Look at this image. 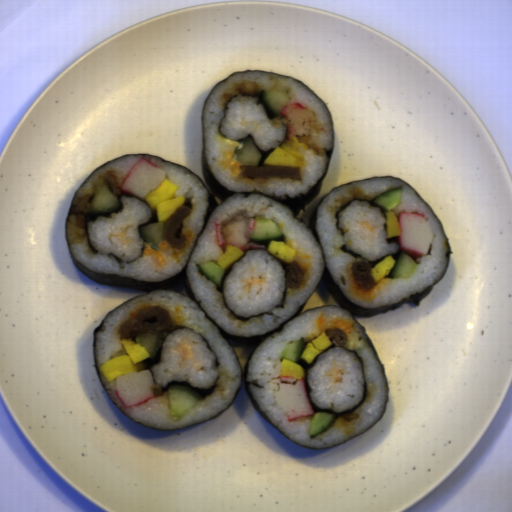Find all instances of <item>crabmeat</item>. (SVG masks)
<instances>
[{"label":"crabmeat","mask_w":512,"mask_h":512,"mask_svg":"<svg viewBox=\"0 0 512 512\" xmlns=\"http://www.w3.org/2000/svg\"><path fill=\"white\" fill-rule=\"evenodd\" d=\"M309 393L306 378L280 376L274 388L275 402L288 422L313 416L314 405Z\"/></svg>","instance_id":"crabmeat-1"},{"label":"crabmeat","mask_w":512,"mask_h":512,"mask_svg":"<svg viewBox=\"0 0 512 512\" xmlns=\"http://www.w3.org/2000/svg\"><path fill=\"white\" fill-rule=\"evenodd\" d=\"M401 234L398 235V248L412 259H419L429 253L434 233L427 217L421 213L405 211L397 218Z\"/></svg>","instance_id":"crabmeat-2"},{"label":"crabmeat","mask_w":512,"mask_h":512,"mask_svg":"<svg viewBox=\"0 0 512 512\" xmlns=\"http://www.w3.org/2000/svg\"><path fill=\"white\" fill-rule=\"evenodd\" d=\"M157 382L151 370L122 374L114 379L113 390L124 408L130 409L155 396Z\"/></svg>","instance_id":"crabmeat-3"},{"label":"crabmeat","mask_w":512,"mask_h":512,"mask_svg":"<svg viewBox=\"0 0 512 512\" xmlns=\"http://www.w3.org/2000/svg\"><path fill=\"white\" fill-rule=\"evenodd\" d=\"M215 222V241L217 246L225 254L227 245H233L242 252L247 249H266L265 244H259L251 241L250 237L255 229L256 219L253 217L246 219L243 217H233L230 221L223 224L220 218Z\"/></svg>","instance_id":"crabmeat-4"},{"label":"crabmeat","mask_w":512,"mask_h":512,"mask_svg":"<svg viewBox=\"0 0 512 512\" xmlns=\"http://www.w3.org/2000/svg\"><path fill=\"white\" fill-rule=\"evenodd\" d=\"M166 176L162 168L142 157L129 170L119 190L145 202L147 194L158 187Z\"/></svg>","instance_id":"crabmeat-5"},{"label":"crabmeat","mask_w":512,"mask_h":512,"mask_svg":"<svg viewBox=\"0 0 512 512\" xmlns=\"http://www.w3.org/2000/svg\"><path fill=\"white\" fill-rule=\"evenodd\" d=\"M281 115L288 124L287 140L298 138V143H307L316 129L318 121L316 114L306 109L299 102L290 103L283 107Z\"/></svg>","instance_id":"crabmeat-6"}]
</instances>
